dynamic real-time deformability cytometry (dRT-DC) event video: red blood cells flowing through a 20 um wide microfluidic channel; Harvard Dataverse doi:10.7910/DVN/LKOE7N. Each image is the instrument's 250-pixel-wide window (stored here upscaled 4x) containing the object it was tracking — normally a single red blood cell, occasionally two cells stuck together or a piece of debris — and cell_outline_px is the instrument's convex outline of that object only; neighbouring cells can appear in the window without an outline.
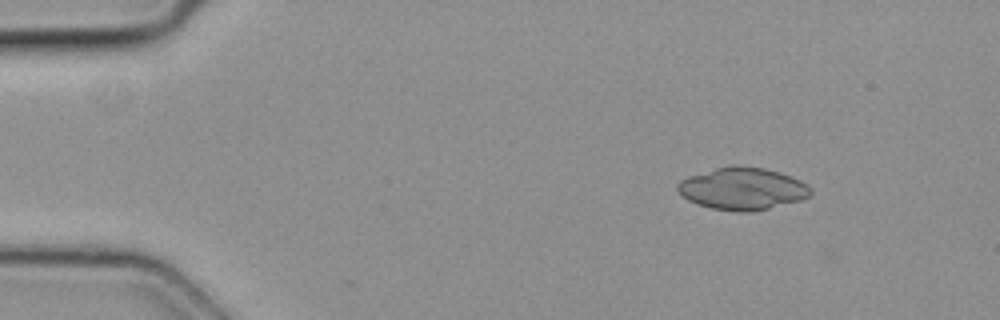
{"species": "common noctule bat (a hibernating species)", "species_latin": "Nyctalus noctula", "temperature_condition": "cold", "stored_images_in_passage": 5, "camera_frame_rate_fps": 3000, "um_per_image_px": 0.085, "animal": {"sex": "female", "body_mass_g": 19.3, "forearm_length_mm": 54.1}, "frame": {"image": 1, "passage_image": 2, "time_ms": 0.333, "image_size_px": [1000, 320], "cell_outline_px": [[812, 196], [800, 200], [752, 212], [736, 212], [712, 208], [696, 204], [688, 200], [676, 188], [676, 184], [680, 180], [688, 176], [716, 168], [732, 164], [740, 164], [764, 168], [780, 172], [800, 180], [808, 184], [812, 188]], "centroid_in_image_um": [63.13, 16.02], "position_along_channel_um": 21.9, "area_um2": 33.06}}